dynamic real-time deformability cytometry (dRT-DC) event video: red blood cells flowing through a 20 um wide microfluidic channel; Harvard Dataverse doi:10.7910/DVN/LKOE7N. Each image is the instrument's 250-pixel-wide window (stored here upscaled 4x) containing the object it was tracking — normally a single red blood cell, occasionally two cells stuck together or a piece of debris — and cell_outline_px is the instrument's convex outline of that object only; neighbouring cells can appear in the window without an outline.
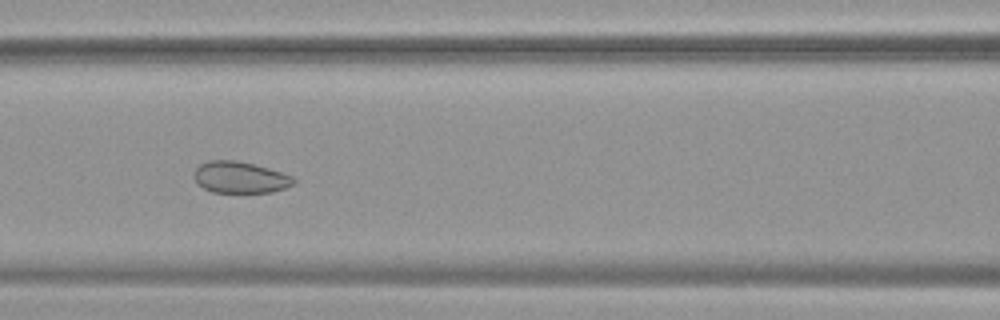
{"species": "common noctule bat (a hibernating species)", "species_latin": "Nyctalus noctula", "temperature_condition": "warm", "stored_images_in_passage": 9, "camera_frame_rate_fps": 3000, "um_per_image_px": 0.085, "animal": {"sex": "female", "body_mass_g": 19.9}, "frame": {"image": 1, "passage_image": 6, "time_ms": 1.667, "image_size_px": [1000, 320], "cell_outline_px": [[296, 180], [292, 184], [284, 188], [272, 192], [212, 192], [196, 184], [192, 176], [196, 168], [200, 164], [208, 160], [236, 160], [268, 168], [296, 176]], "centroid_in_image_um": [20.38, 15.07], "position_along_channel_um": 146.2, "area_um2": 18.44}}
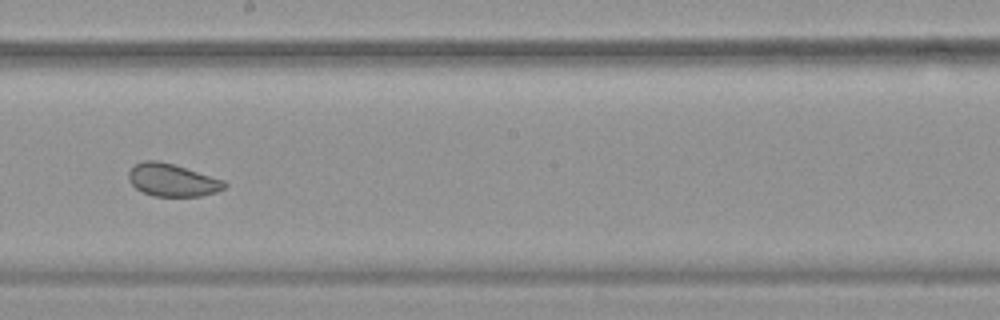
{"frame": {"image": 2, "passage_image": 8, "time_ms": 2.333, "image_size_px": [1000, 320], "cell_outline_px": [[228, 184], [224, 188], [216, 192], [200, 196], [152, 196], [136, 188], [128, 180], [128, 172], [136, 164], [144, 160], [160, 160], [224, 180]], "centroid_in_image_um": [14.64, 15.3], "position_along_channel_um": 233.6, "area_um2": 18.15}}
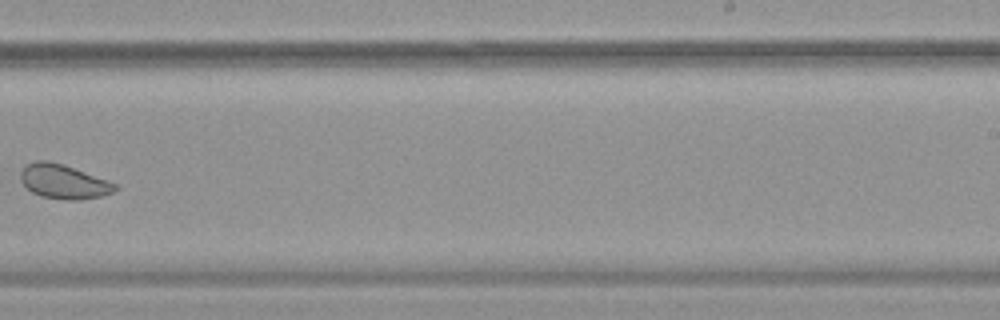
{"frame": {"image": 3, "passage_image": 9, "time_ms": 2.667, "image_size_px": [1000, 320], "cell_outline_px": [[120, 188], [112, 192], [100, 196], [80, 200], [68, 200], [44, 196], [32, 192], [20, 180], [20, 172], [28, 164], [36, 160], [48, 160], [64, 164], [108, 180], [116, 184]], "centroid_in_image_um": [5.43, 15.42], "position_along_channel_um": 283.6, "area_um2": 18.79}}